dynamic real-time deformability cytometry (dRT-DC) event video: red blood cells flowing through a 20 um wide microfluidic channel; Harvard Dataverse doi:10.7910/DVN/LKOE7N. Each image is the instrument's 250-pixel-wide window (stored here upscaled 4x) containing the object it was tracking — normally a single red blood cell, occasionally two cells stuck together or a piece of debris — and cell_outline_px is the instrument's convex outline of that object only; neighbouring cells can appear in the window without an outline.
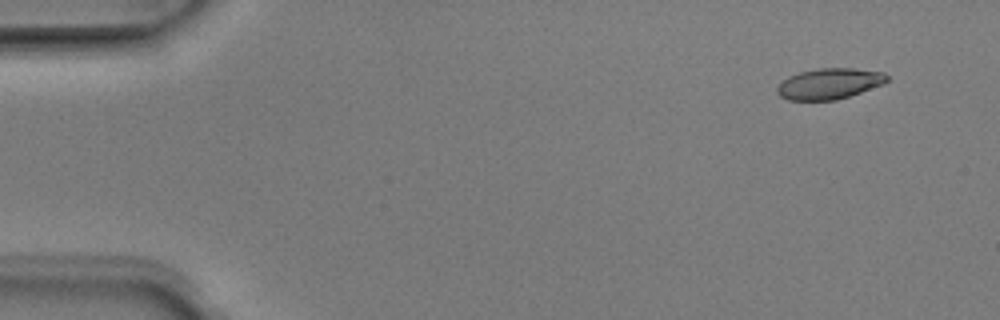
{"species": "Egyptian fruit bat (a non-hibernating species)", "species_latin": "Rousettus aegyptiacus", "temperature_condition": "room temperature", "stored_images_in_passage": 3, "camera_frame_rate_fps": 3000, "um_per_image_px": 0.085, "animal": {"sex": "male"}, "frame": {"image": 1, "passage_image": 1, "time_ms": 0.0, "image_size_px": [1000, 320], "cell_outline_px": [[888, 80], [884, 84], [836, 100], [788, 100], [780, 96], [776, 92], [776, 88], [788, 76], [800, 72], [820, 68], [852, 68], [884, 72], [888, 76]], "centroid_in_image_um": [70.49, 7.11], "position_along_channel_um": 14.5, "area_um2": 19.65}}